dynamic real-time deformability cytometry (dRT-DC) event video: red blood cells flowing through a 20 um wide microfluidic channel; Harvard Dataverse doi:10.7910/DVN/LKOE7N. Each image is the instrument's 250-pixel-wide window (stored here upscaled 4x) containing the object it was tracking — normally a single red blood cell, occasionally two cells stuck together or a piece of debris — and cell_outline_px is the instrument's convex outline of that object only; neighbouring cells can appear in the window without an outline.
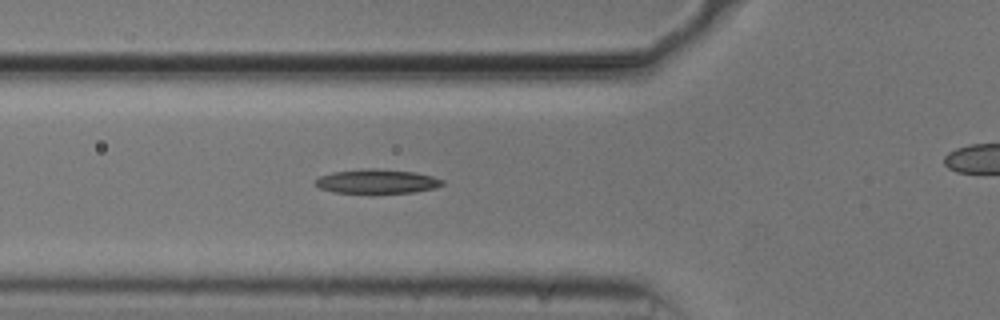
{"species": "common noctule bat (a hibernating species)", "species_latin": "Nyctalus noctula", "temperature_condition": "cold", "stored_images_in_passage": 23, "camera_frame_rate_fps": 3000, "um_per_image_px": 0.085, "animal": {"sex": "male", "body_mass_g": 20.5, "forearm_length_mm": 52.5}, "frame": {"image": 1, "passage_image": 20, "time_ms": 6.333, "image_size_px": [1000, 320], "cell_outline_px": [[444, 184], [436, 188], [416, 192], [332, 192], [320, 188], [316, 184], [316, 180], [320, 176], [332, 172], [364, 168], [380, 168], [416, 172], [432, 176], [444, 180]], "centroid_in_image_um": [32.08, 15.39], "position_along_channel_um": 93.7, "area_um2": 17.86}}
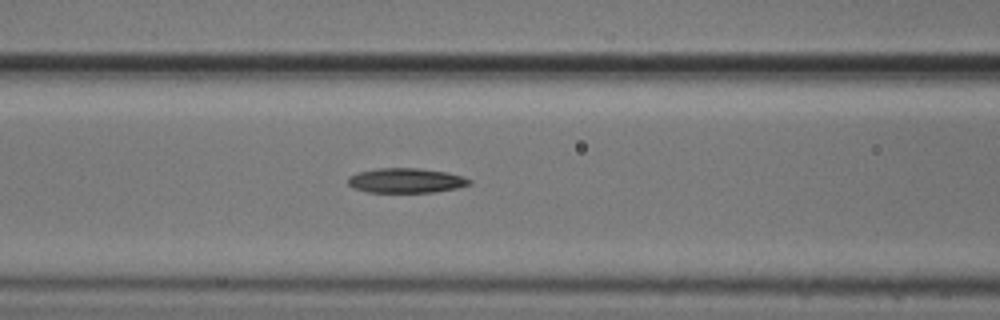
{"frame": {"image": 2, "passage_image": 23, "time_ms": 7.333, "image_size_px": [1000, 320], "cell_outline_px": [[472, 184], [460, 188], [432, 192], [368, 192], [352, 188], [348, 184], [348, 176], [356, 172], [376, 168], [420, 168], [448, 172], [464, 176], [472, 180]], "centroid_in_image_um": [34.53, 15.34], "position_along_channel_um": 132.1, "area_um2": 17.86}}